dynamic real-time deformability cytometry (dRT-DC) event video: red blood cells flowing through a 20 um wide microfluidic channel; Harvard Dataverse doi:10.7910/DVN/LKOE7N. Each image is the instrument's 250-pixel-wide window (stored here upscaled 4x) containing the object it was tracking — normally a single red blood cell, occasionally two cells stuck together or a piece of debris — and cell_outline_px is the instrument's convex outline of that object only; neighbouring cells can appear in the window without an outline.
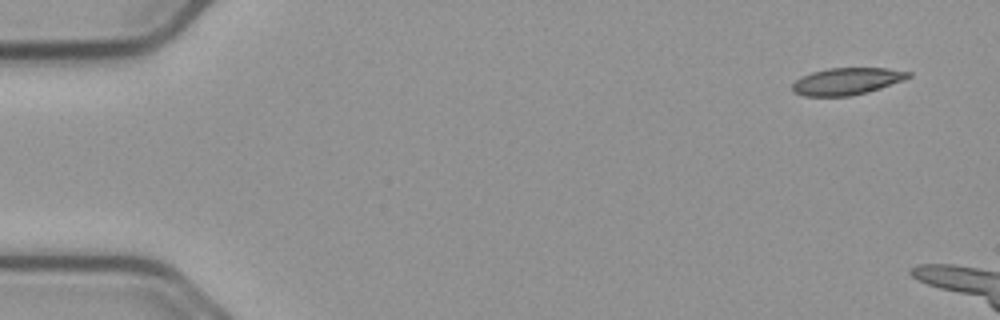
{"species": "common noctule bat (a hibernating species)", "species_latin": "Nyctalus noctula", "temperature_condition": "cold", "stored_images_in_passage": 8, "camera_frame_rate_fps": 3000, "um_per_image_px": 0.085, "animal": {"sex": "male", "body_mass_g": 23.1, "forearm_length_mm": 52.7}, "frame": {"image": 1, "passage_image": 1, "time_ms": 0.0, "image_size_px": [1000, 320], "cell_outline_px": [[912, 76], [904, 80], [880, 88], [852, 96], [804, 96], [792, 92], [792, 84], [800, 76], [812, 72], [828, 68], [888, 68], [912, 72]], "centroid_in_image_um": [71.97, 6.9], "position_along_channel_um": 13.0, "area_um2": 18.38}}